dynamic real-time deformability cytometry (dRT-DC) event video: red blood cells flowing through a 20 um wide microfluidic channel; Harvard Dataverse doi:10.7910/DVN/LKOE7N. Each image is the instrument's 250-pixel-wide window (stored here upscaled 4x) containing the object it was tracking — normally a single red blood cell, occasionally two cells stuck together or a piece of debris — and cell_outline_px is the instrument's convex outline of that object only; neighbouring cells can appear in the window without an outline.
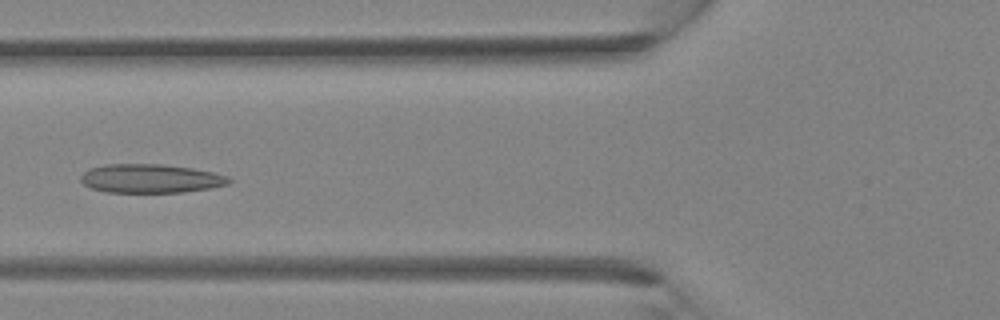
{"species": "Egyptian fruit bat (a non-hibernating species)", "species_latin": "Rousettus aegyptiacus", "temperature_condition": "room temperature", "stored_images_in_passage": 5, "camera_frame_rate_fps": 3000, "um_per_image_px": 0.085, "animal": {"sex": "female"}, "frame": {"image": 1, "passage_image": 5, "time_ms": 5.333, "image_size_px": [1000, 320], "cell_outline_px": [[232, 180], [228, 184], [212, 188], [184, 192], [104, 192], [92, 188], [84, 184], [80, 180], [80, 176], [88, 168], [104, 164], [164, 164], [192, 168], [212, 172], [228, 176]], "centroid_in_image_um": [12.79, 15.17], "position_along_channel_um": 113.0, "area_um2": 25.03}}